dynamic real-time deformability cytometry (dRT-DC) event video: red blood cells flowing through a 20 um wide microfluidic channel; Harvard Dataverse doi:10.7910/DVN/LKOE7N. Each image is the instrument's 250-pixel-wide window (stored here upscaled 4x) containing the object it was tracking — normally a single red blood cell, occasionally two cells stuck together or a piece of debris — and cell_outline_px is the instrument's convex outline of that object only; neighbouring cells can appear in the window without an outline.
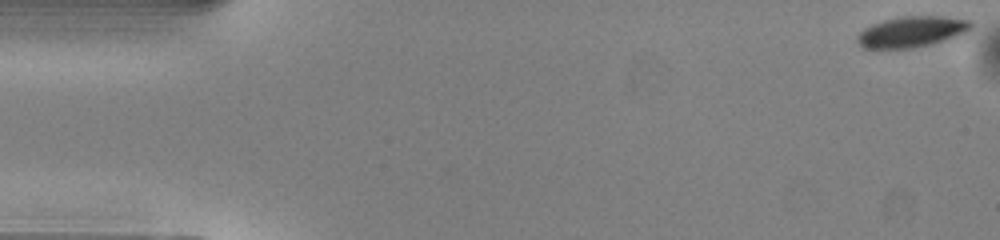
{"species": "common noctule bat (a hibernating species)", "species_latin": "Nyctalus noctula", "temperature_condition": "warm", "stored_images_in_passage": 42, "camera_frame_rate_fps": 3000, "um_per_image_px": 0.085, "animal": {"sex": "male", "body_mass_g": 13.0, "forearm_length_mm": 53.1}, "frame": {"image": 1, "passage_image": 1, "time_ms": 0.0, "image_size_px": [1000, 240], "cell_outline_px": [[972, 28], [968, 32], [960, 36], [912, 48], [864, 48], [856, 40], [856, 36], [864, 28], [872, 24], [884, 20], [904, 16], [940, 16], [972, 20]], "centroid_in_image_um": [77.53, 2.69], "position_along_channel_um": 7.5, "area_um2": 20.4}}
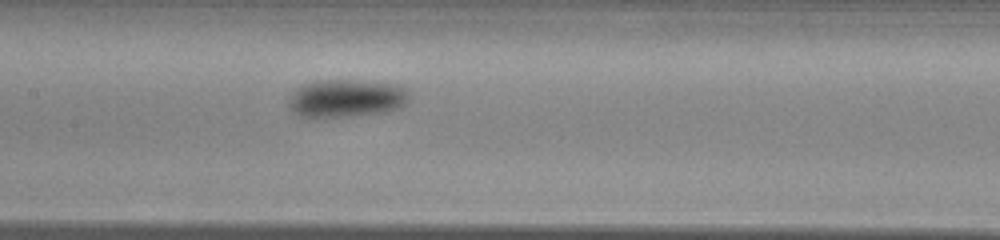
{"frame": {"image": 2, "passage_image": 24, "time_ms": 7.667, "image_size_px": [1000, 240], "cell_outline_px": [[408, 100], [404, 104], [396, 108], [380, 112], [348, 116], [300, 116], [288, 108], [288, 96], [300, 84], [316, 80], [356, 80], [400, 84], [408, 88]], "centroid_in_image_um": [29.39, 8.31], "position_along_channel_um": 178.0, "area_um2": 26.65}}
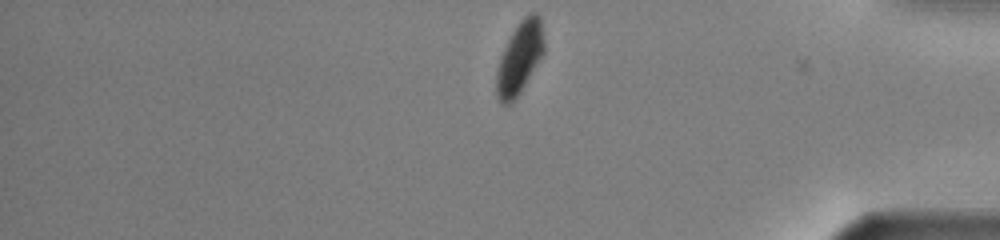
{"frame": {"image": 3, "passage_image": 42, "time_ms": 13.667, "image_size_px": [1000, 240], "cell_outline_px": [[544, 52], [520, 92], [512, 104], [500, 104], [496, 96], [496, 72], [504, 48], [516, 24], [528, 12], [540, 12], [544, 44]], "centroid_in_image_um": [44.17, 4.9], "position_along_channel_um": 391.0, "area_um2": 20.06}, "authors_computed_cell_mechanics": {"area_um2": 23.6113, "velocity_mm_per_s": 4.0222, "shape_relaxation_time_tau1_ms": 1.7602, "shape_relaxation_time_tau2_ms": null, "deformation_change_tau1": 0.1009, "deformation_change_tau2": null}}